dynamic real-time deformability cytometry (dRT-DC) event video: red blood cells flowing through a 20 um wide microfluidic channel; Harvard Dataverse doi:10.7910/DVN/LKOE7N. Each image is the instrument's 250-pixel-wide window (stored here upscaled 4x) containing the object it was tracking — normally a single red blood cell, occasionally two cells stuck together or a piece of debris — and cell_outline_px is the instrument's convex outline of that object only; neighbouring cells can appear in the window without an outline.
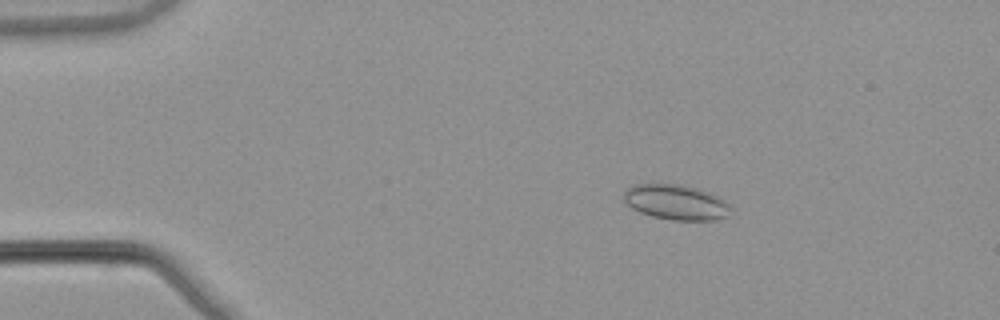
{"species": "common noctule bat (a hibernating species)", "species_latin": "Nyctalus noctula", "temperature_condition": "warm", "stored_images_in_passage": 53, "camera_frame_rate_fps": 3000, "um_per_image_px": 0.085, "animal": {"sex": "male", "body_mass_g": 21.5, "forearm_length_mm": 52.0}, "frame": {"image": 1, "passage_image": 9, "time_ms": 2.667, "image_size_px": [1000, 320], "cell_outline_px": [[732, 204], [728, 216], [716, 220], [672, 220], [652, 216], [640, 212], [632, 208], [624, 200], [624, 192], [628, 188], [636, 184], [680, 184], [700, 188], [720, 196]], "centroid_in_image_um": [57.53, 17.18], "position_along_channel_um": 27.5, "area_um2": 22.2}}
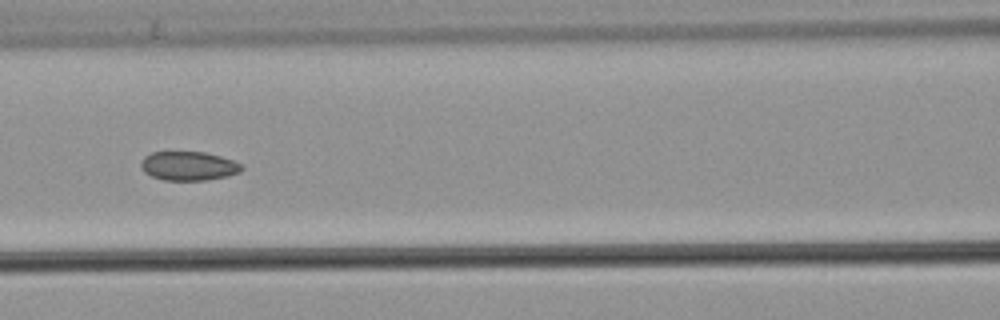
{"frame": {"image": 2, "passage_image": 24, "time_ms": 7.667, "image_size_px": [1000, 320], "cell_outline_px": [[244, 168], [240, 172], [228, 176], [204, 180], [164, 180], [152, 176], [144, 172], [140, 164], [144, 156], [152, 152], [204, 152], [220, 156], [232, 160], [240, 164]], "centroid_in_image_um": [16.02, 14.1], "position_along_channel_um": 150.6, "area_um2": 16.94}}
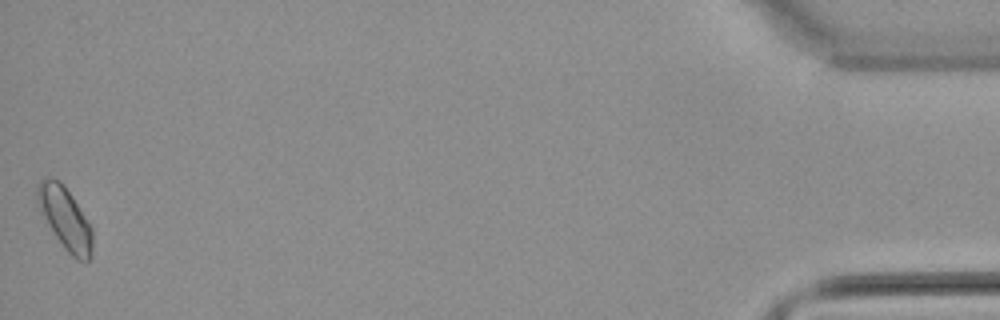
{"frame": {"image": 3, "passage_image": 53, "time_ms": 17.333, "image_size_px": [1000, 320], "cell_outline_px": [[92, 256], [88, 260], [76, 260], [64, 248], [40, 212], [36, 204], [36, 188], [40, 180], [44, 176], [48, 176], [60, 180], [64, 184], [72, 196], [92, 228]], "centroid_in_image_um": [5.5, 18.51], "position_along_channel_um": 429.7, "area_um2": 20.06}, "authors_computed_cell_mechanics": {"area_um2": 17.918, "velocity_mm_per_s": 3.8584, "shape_relaxation_time_tau1_ms": null, "shape_relaxation_time_tau2_ms": 2.9853, "deformation_change_tau1": null, "deformation_change_tau2": 0.0631}}